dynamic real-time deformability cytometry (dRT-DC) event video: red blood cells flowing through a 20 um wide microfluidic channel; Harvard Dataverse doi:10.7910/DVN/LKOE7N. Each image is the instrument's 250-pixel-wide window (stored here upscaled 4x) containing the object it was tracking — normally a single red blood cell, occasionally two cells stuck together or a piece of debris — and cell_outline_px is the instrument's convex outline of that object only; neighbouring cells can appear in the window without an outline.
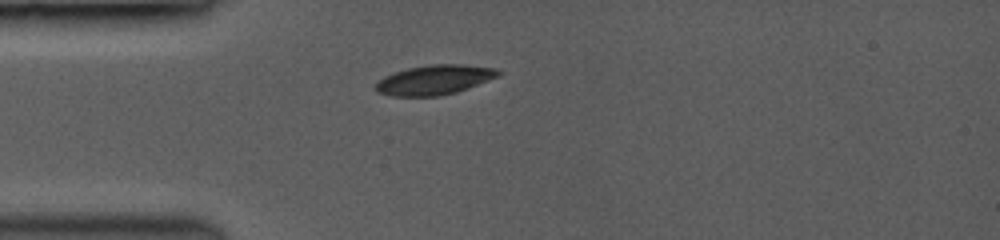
{"species": "common noctule bat (a hibernating species)", "species_latin": "Nyctalus noctula", "temperature_condition": "room temperature", "stored_images_in_passage": 40, "camera_frame_rate_fps": 3500, "um_per_image_px": 0.085, "animal": {"sex": "female", "body_mass_g": 19.0, "forearm_length_mm": 53.3}, "frame": {"image": 1, "passage_image": 1, "time_ms": 0.0, "image_size_px": [1000, 240], "cell_outline_px": [[500, 72], [496, 76], [456, 92], [436, 96], [392, 96], [380, 92], [376, 88], [376, 84], [384, 76], [408, 68], [432, 64], [460, 64], [492, 68]], "centroid_in_image_um": [36.87, 6.78], "position_along_channel_um": 48.1, "area_um2": 20.46}}
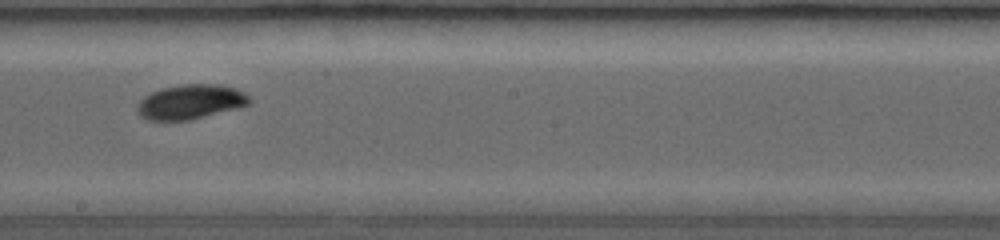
{"frame": {"image": 2, "passage_image": 18, "time_ms": 4.857, "image_size_px": [1000, 240], "cell_outline_px": [[248, 104], [188, 120], [148, 120], [140, 116], [140, 104], [152, 92], [164, 88], [180, 84], [220, 84], [236, 88], [248, 96]], "centroid_in_image_um": [16.21, 8.64], "position_along_channel_um": 232.0, "area_um2": 21.62}}
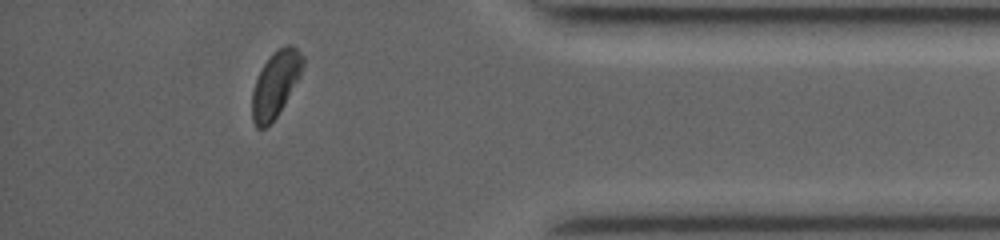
{"frame": {"image": 3, "passage_image": 35, "time_ms": 9.714, "image_size_px": [1000, 240], "cell_outline_px": [[304, 64], [300, 76], [280, 112], [264, 128], [256, 128], [252, 120], [252, 92], [256, 80], [268, 56], [276, 48], [284, 44], [292, 44], [304, 56]], "centroid_in_image_um": [23.43, 7.1], "position_along_channel_um": 411.8, "area_um2": 19.54}, "authors_computed_cell_mechanics": {"area_um2": 20.8658, "velocity_mm_per_s": 4.0494, "shape_relaxation_time_tau1_ms": 2.9142, "shape_relaxation_time_tau2_ms": null, "deformation_change_tau1": 0.1423, "deformation_change_tau2": null}}